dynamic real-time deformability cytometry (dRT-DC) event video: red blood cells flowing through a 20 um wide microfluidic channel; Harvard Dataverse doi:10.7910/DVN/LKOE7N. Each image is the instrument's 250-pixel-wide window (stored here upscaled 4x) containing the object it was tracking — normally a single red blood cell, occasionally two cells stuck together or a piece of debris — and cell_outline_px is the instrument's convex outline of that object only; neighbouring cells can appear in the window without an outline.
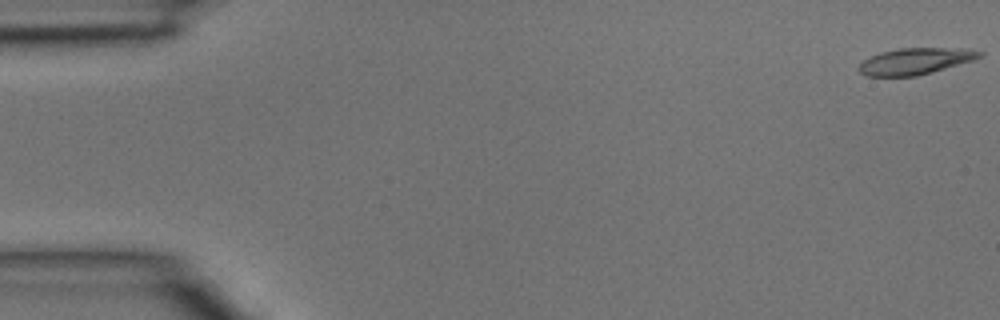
{"species": "common noctule bat (a hibernating species)", "species_latin": "Nyctalus noctula", "temperature_condition": "room temperature", "stored_images_in_passage": 5, "camera_frame_rate_fps": 3000, "um_per_image_px": 0.085, "animal": {"sex": "male", "body_mass_g": 15.6}, "frame": {"image": 1, "passage_image": 1, "time_ms": 0.0, "image_size_px": [1000, 320], "cell_outline_px": [[984, 56], [972, 60], [932, 72], [916, 76], [864, 76], [856, 68], [864, 60], [880, 52], [900, 48], [968, 48], [984, 52]], "centroid_in_image_um": [77.81, 5.19], "position_along_channel_um": 7.2, "area_um2": 18.61}}
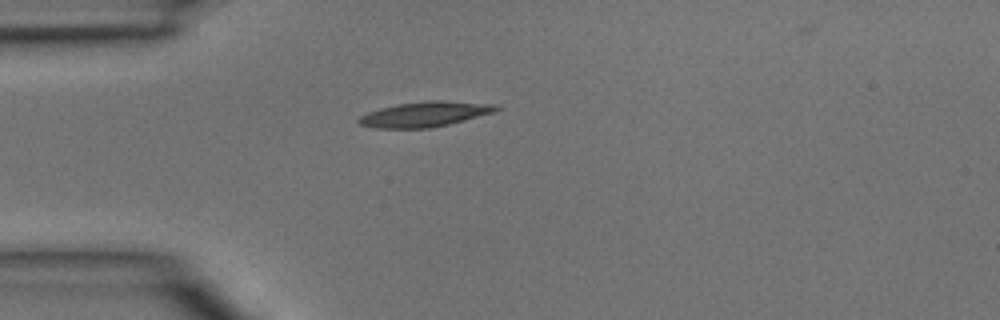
{"frame": {"image": 2, "passage_image": 4, "time_ms": 1.0, "image_size_px": [1000, 320], "cell_outline_px": [[500, 108], [492, 112], [464, 120], [448, 124], [428, 128], [376, 128], [360, 124], [356, 120], [360, 116], [368, 112], [380, 108], [396, 104], [432, 100], [440, 100], [496, 104]], "centroid_in_image_um": [36.08, 9.7], "position_along_channel_um": 48.9, "area_um2": 19.88}}